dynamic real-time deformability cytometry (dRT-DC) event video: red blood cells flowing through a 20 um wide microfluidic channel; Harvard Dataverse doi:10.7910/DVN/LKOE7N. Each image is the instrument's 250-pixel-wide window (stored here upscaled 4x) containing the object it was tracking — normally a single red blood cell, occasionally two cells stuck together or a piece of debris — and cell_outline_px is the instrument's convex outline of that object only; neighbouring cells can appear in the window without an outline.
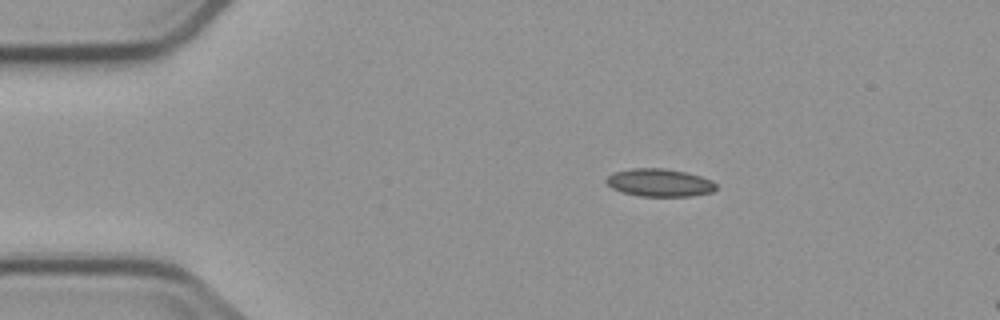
{"species": "common noctule bat (a hibernating species)", "species_latin": "Nyctalus noctula", "temperature_condition": "cold", "stored_images_in_passage": 2, "camera_frame_rate_fps": 3000, "um_per_image_px": 0.085, "animal": {"sex": "male", "body_mass_g": 23.1, "forearm_length_mm": 52.7}, "frame": {"image": 1, "passage_image": 2, "time_ms": 1.333, "image_size_px": [1000, 320], "cell_outline_px": [[716, 188], [712, 192], [692, 196], [640, 196], [620, 192], [612, 188], [604, 180], [612, 172], [632, 168], [664, 168], [684, 172], [700, 176], [712, 180], [716, 184]], "centroid_in_image_um": [56.03, 15.52], "position_along_channel_um": 29.0, "area_um2": 17.86}}